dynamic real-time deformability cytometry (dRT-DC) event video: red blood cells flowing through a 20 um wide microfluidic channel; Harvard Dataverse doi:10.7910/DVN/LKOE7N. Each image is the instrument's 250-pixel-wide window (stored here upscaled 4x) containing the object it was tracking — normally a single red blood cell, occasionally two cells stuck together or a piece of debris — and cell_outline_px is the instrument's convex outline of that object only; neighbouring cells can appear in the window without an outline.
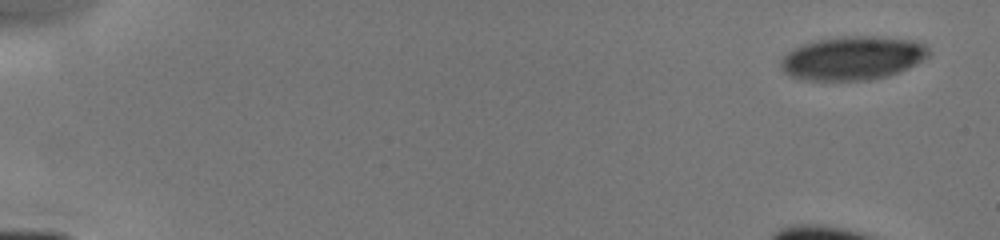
{"species": "human", "species_latin": "Homo sapiens", "temperature_condition": "cold", "stored_images_in_passage": 5, "camera_frame_rate_fps": 3000, "um_per_image_px": 0.085, "donor": {"sex": "male"}, "frame": {"image": 1, "passage_image": 1, "time_ms": 0.0, "image_size_px": [1000, 240], "cell_outline_px": [[928, 56], [908, 68], [900, 72], [888, 76], [872, 80], [808, 80], [792, 76], [784, 72], [780, 68], [780, 56], [792, 48], [800, 44], [812, 40], [840, 36], [872, 36], [916, 40], [928, 44]], "centroid_in_image_um": [72.44, 4.92], "position_along_channel_um": 12.6, "area_um2": 38.21}}